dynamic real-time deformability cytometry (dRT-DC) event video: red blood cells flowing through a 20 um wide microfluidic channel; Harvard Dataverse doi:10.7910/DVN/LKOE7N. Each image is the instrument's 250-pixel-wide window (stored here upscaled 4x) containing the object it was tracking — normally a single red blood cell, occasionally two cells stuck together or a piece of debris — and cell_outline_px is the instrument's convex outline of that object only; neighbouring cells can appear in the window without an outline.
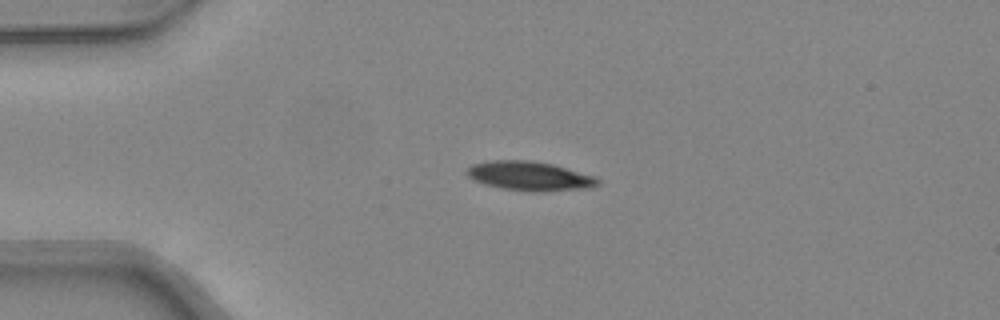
{"species": "common noctule bat (a hibernating species)", "species_latin": "Nyctalus noctula", "temperature_condition": "warm", "stored_images_in_passage": 37, "camera_frame_rate_fps": 3000, "um_per_image_px": 0.085, "animal": {"sex": "female", "body_mass_g": 24.6, "forearm_length_mm": 56.2}, "frame": {"image": 1, "passage_image": 1, "time_ms": 0.0, "image_size_px": [1000, 320], "cell_outline_px": [[600, 184], [588, 188], [536, 192], [532, 192], [500, 188], [484, 184], [472, 180], [464, 172], [472, 164], [488, 160], [532, 160], [552, 164], [596, 176], [600, 180]], "centroid_in_image_um": [44.99, 14.96], "position_along_channel_um": 40.0, "area_um2": 22.54}}
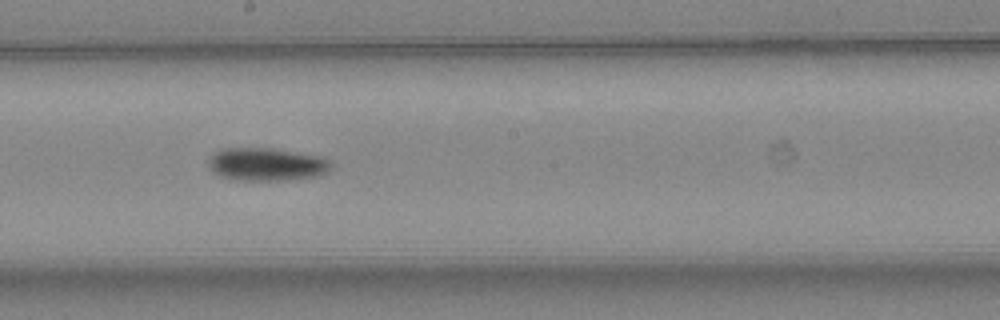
{"frame": {"image": 2, "passage_image": 16, "time_ms": 5.0, "image_size_px": [1000, 320], "cell_outline_px": [[332, 168], [328, 172], [320, 176], [288, 180], [240, 180], [220, 176], [212, 172], [208, 164], [208, 160], [220, 148], [272, 148], [320, 156], [328, 160], [332, 164]], "centroid_in_image_um": [22.68, 13.97], "position_along_channel_um": 225.5, "area_um2": 23.7}}
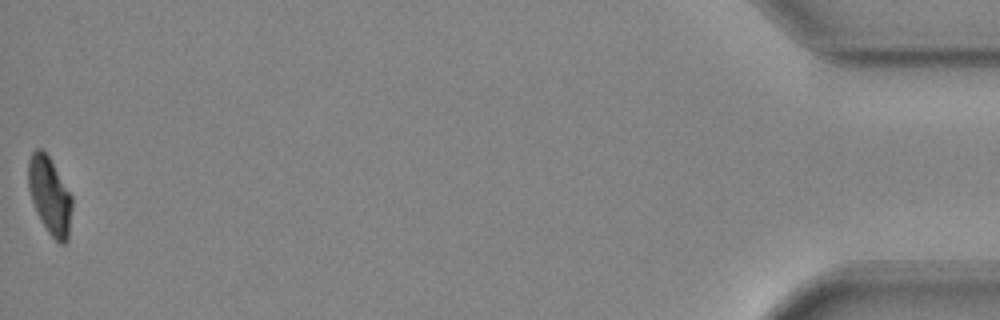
{"frame": {"image": 3, "passage_image": 37, "time_ms": 12.0, "image_size_px": [1000, 320], "cell_outline_px": [[72, 208], [68, 240], [64, 244], [60, 244], [48, 232], [36, 212], [28, 188], [28, 160], [32, 152], [36, 148], [40, 148], [48, 156], [72, 196]], "centroid_in_image_um": [4.22, 16.65], "position_along_channel_um": 431.0, "area_um2": 19.54}, "authors_computed_cell_mechanics": {"area_um2": 22.542, "velocity_mm_per_s": 4.3495, "shape_relaxation_time_tau1_ms": 3.3597, "shape_relaxation_time_tau2_ms": null, "deformation_change_tau1": 0.1344, "deformation_change_tau2": null}}